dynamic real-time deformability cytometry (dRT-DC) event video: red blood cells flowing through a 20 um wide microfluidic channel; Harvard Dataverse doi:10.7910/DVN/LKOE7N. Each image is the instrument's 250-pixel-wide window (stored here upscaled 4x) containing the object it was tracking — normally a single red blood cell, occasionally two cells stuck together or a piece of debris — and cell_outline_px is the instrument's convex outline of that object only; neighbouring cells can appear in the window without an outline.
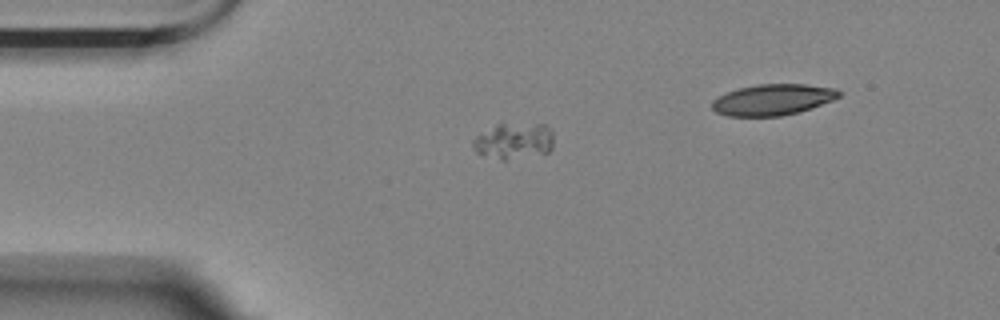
{"species": "Egyptian fruit bat (a non-hibernating species)", "species_latin": "Rousettus aegyptiacus", "temperature_condition": "room temperature", "stored_images_in_passage": 3, "camera_frame_rate_fps": 3000, "um_per_image_px": 0.085, "animal": {"sex": "female"}, "frame": {"image": 1, "passage_image": 1, "time_ms": 0.0, "image_size_px": [1000, 320], "cell_outline_px": [[552, 148], [548, 152], [504, 160], [500, 160], [476, 152], [472, 144], [472, 140], [476, 136], [496, 124], [544, 124], [552, 128]], "centroid_in_image_um": [43.68, 11.97], "position_along_channel_um": 41.3, "area_um2": 16.82}}